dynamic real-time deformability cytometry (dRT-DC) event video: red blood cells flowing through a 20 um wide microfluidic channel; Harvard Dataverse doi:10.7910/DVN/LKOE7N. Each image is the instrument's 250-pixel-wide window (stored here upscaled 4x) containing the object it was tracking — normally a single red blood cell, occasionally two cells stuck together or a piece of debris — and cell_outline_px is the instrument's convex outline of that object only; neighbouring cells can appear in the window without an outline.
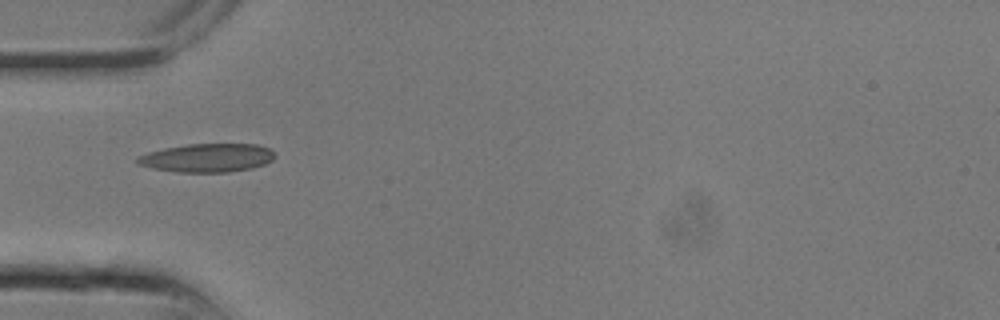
{"species": "common noctule bat (a hibernating species)", "species_latin": "Nyctalus noctula", "temperature_condition": "room temperature", "stored_images_in_passage": 3, "camera_frame_rate_fps": 3000, "um_per_image_px": 0.085, "animal": {"sex": "male", "body_mass_g": 13.3}, "frame": {"image": 1, "passage_image": 2, "time_ms": 0.333, "image_size_px": [1000, 320], "cell_outline_px": [[276, 156], [272, 160], [264, 164], [252, 168], [228, 172], [176, 172], [152, 168], [136, 164], [136, 156], [148, 152], [164, 148], [188, 144], [256, 144], [268, 148], [276, 152]], "centroid_in_image_um": [17.6, 13.41], "position_along_channel_um": 67.4, "area_um2": 23.0}}